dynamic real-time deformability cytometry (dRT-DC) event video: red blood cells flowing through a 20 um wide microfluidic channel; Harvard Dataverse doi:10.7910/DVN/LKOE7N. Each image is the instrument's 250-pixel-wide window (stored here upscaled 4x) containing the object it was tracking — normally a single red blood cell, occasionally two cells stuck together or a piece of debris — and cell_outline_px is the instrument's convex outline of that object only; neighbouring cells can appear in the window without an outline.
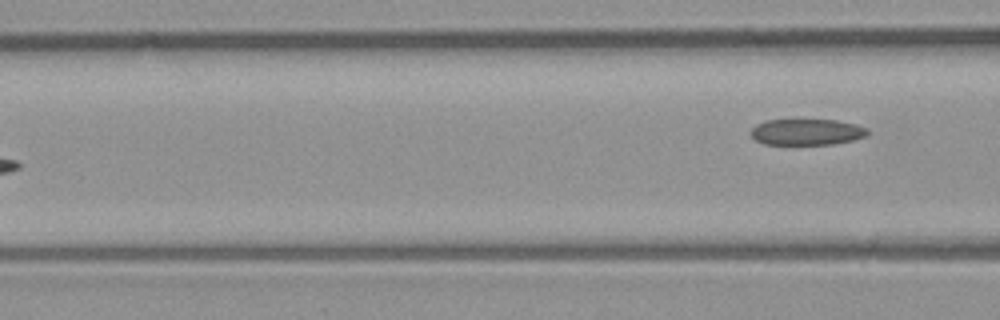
{"species": "common noctule bat (a hibernating species)", "species_latin": "Nyctalus noctula", "temperature_condition": "room temperature", "stored_images_in_passage": 7, "camera_frame_rate_fps": 3000, "um_per_image_px": 0.085, "animal": {"sex": "male", "body_mass_g": 23.1, "forearm_length_mm": 52.7}, "frame": {"image": 1, "passage_image": 7, "time_ms": 2.0, "image_size_px": [1000, 320], "cell_outline_px": [[868, 136], [852, 140], [832, 144], [764, 144], [756, 140], [748, 132], [756, 124], [764, 120], [836, 120], [856, 124], [868, 128]], "centroid_in_image_um": [68.57, 11.21], "position_along_channel_um": 98.0, "area_um2": 17.86}}